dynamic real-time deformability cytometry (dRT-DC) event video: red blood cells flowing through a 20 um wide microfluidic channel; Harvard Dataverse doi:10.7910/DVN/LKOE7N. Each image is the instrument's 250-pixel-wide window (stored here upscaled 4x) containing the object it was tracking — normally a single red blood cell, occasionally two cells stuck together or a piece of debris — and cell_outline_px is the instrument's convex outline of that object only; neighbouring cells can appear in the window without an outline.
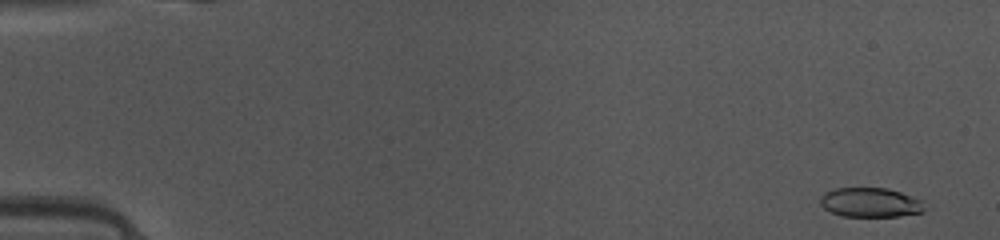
{"species": "common noctule bat (a hibernating species)", "species_latin": "Nyctalus noctula", "temperature_condition": "warm", "stored_images_in_passage": 48, "camera_frame_rate_fps": 3000, "um_per_image_px": 0.085, "animal": {"sex": "female", "body_mass_g": 10.0, "forearm_length_mm": 53.1}, "frame": {"image": 1, "passage_image": 2, "time_ms": 0.333, "image_size_px": [1000, 240], "cell_outline_px": [[924, 212], [900, 216], [844, 216], [832, 212], [824, 208], [820, 204], [820, 196], [824, 192], [836, 188], [888, 188], [900, 192], [920, 200], [924, 208]], "centroid_in_image_um": [73.95, 17.2], "position_along_channel_um": 11.1, "area_um2": 17.74}}
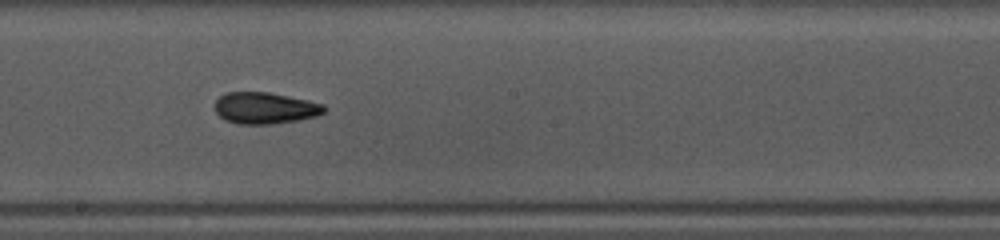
{"frame": {"image": 2, "passage_image": 27, "time_ms": 8.667, "image_size_px": [1000, 240], "cell_outline_px": [[328, 108], [324, 112], [316, 116], [300, 120], [272, 124], [240, 124], [224, 120], [216, 112], [216, 100], [224, 92], [268, 92], [308, 100], [324, 104]], "centroid_in_image_um": [22.55, 9.18], "position_along_channel_um": 225.7, "area_um2": 20.17}}
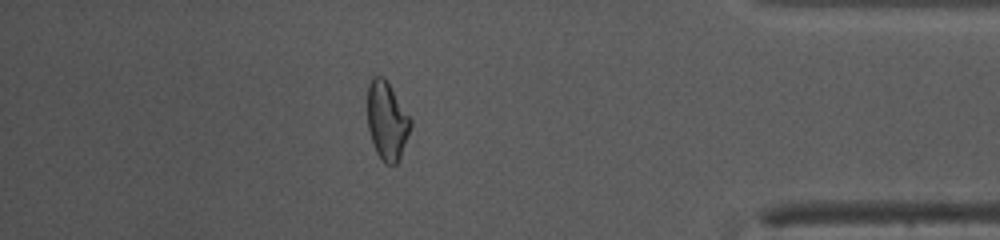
{"frame": {"image": 3, "passage_image": 42, "time_ms": 13.667, "image_size_px": [1000, 240], "cell_outline_px": [[412, 124], [400, 156], [396, 164], [384, 164], [376, 152], [368, 128], [368, 84], [372, 76], [380, 76], [388, 84], [412, 120]], "centroid_in_image_um": [32.88, 10.29], "position_along_channel_um": 402.3, "area_um2": 19.19}, "authors_computed_cell_mechanics": {"area_um2": 19.652, "velocity_mm_per_s": 4.1577, "shape_relaxation_time_tau1_ms": 6.4751, "shape_relaxation_time_tau2_ms": 3.4077, "deformation_change_tau1": 0.144, "deformation_change_tau2": 0.0911}}